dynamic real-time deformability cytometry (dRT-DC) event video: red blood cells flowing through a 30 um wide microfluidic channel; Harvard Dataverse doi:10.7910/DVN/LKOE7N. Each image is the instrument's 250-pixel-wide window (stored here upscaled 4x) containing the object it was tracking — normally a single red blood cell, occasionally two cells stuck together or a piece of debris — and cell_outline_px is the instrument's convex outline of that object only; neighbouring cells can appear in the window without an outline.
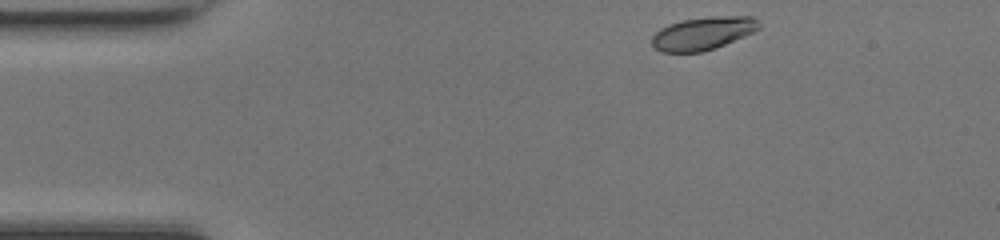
{"species": "common noctule bat (a hibernating species)", "species_latin": "Nyctalus noctula", "temperature_condition": "room temperature", "stored_images_in_passage": 42, "camera_frame_rate_fps": 3000, "um_per_image_px": 0.085, "animal": {"sex": "female", "body_mass_g": 17.0, "forearm_length_mm": 48.0}, "frame": {"image": 1, "passage_image": 1, "time_ms": 0.0, "image_size_px": [1000, 240], "cell_outline_px": [[760, 28], [744, 36], [716, 48], [700, 52], [660, 52], [652, 44], [652, 36], [660, 28], [668, 24], [680, 20], [720, 16], [752, 16], [760, 24]], "centroid_in_image_um": [59.73, 2.84], "position_along_channel_um": 25.3, "area_um2": 20.46}}
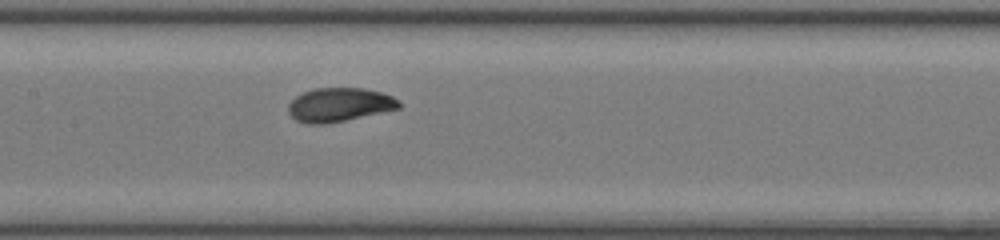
{"frame": {"image": 2, "passage_image": 17, "time_ms": 5.333, "image_size_px": [1000, 240], "cell_outline_px": [[400, 108], [344, 120], [324, 124], [308, 124], [296, 120], [288, 112], [288, 104], [296, 96], [312, 88], [364, 88], [380, 92], [392, 96], [400, 100]], "centroid_in_image_um": [28.83, 8.89], "position_along_channel_um": 178.6, "area_um2": 21.68}}
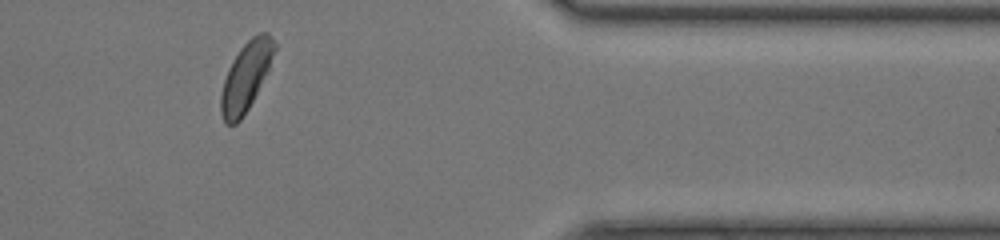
{"frame": {"image": 3, "passage_image": 34, "time_ms": 11.0, "image_size_px": [1000, 240], "cell_outline_px": [[276, 48], [268, 68], [248, 108], [240, 120], [236, 124], [224, 124], [220, 112], [220, 96], [224, 80], [228, 68], [232, 60], [240, 48], [252, 36], [260, 32], [268, 32], [276, 44]], "centroid_in_image_um": [20.87, 6.5], "position_along_channel_um": 390.5, "area_um2": 21.04}, "authors_computed_cell_mechanics": {"area_um2": 21.6172, "velocity_mm_per_s": 4.1876, "shape_relaxation_time_tau1_ms": 2.8603, "shape_relaxation_time_tau2_ms": null, "deformation_change_tau1": 0.1436, "deformation_change_tau2": null}}